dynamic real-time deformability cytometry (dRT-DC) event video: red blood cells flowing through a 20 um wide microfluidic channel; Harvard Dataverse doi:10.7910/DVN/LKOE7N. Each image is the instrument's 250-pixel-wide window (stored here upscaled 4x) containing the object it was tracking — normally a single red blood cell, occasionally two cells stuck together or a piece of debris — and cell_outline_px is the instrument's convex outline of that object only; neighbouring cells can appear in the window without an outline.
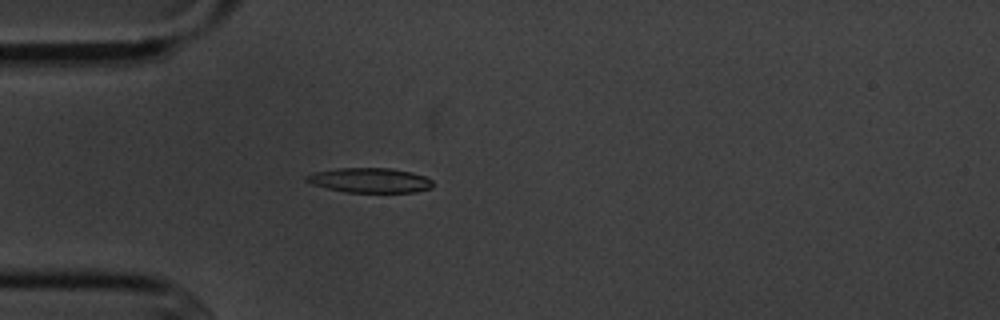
{"species": "common noctule bat (a hibernating species)", "species_latin": "Nyctalus noctula", "temperature_condition": "cold", "stored_images_in_passage": 3, "camera_frame_rate_fps": 3000, "um_per_image_px": 0.085, "animal": {"sex": "male", "body_mass_g": 20.1, "forearm_length_mm": 53.5}, "frame": {"image": 1, "passage_image": 3, "time_ms": 3.333, "image_size_px": [1000, 320], "cell_outline_px": [[432, 188], [416, 192], [344, 192], [312, 184], [304, 180], [304, 176], [312, 172], [336, 168], [388, 168], [412, 172], [424, 176], [432, 180]], "centroid_in_image_um": [31.41, 15.32], "position_along_channel_um": 53.6, "area_um2": 18.32}}